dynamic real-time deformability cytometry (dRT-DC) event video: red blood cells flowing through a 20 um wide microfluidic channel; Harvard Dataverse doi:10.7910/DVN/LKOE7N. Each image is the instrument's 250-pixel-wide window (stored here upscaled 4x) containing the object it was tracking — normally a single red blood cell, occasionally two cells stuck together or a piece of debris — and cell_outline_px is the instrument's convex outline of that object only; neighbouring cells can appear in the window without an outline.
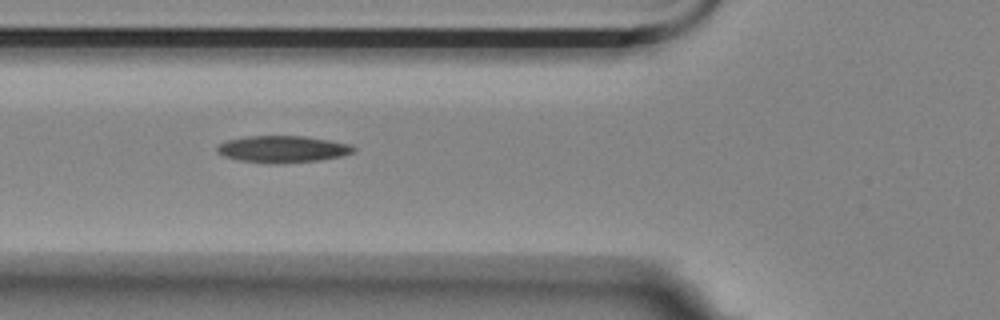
{"species": "Egyptian fruit bat (a non-hibernating species)", "species_latin": "Rousettus aegyptiacus", "temperature_condition": "room temperature", "stored_images_in_passage": 10, "camera_frame_rate_fps": 3000, "um_per_image_px": 0.085, "animal": {"sex": "female"}, "frame": {"image": 1, "passage_image": 4, "time_ms": 1.0, "image_size_px": [1000, 320], "cell_outline_px": [[356, 148], [352, 152], [340, 156], [320, 160], [280, 164], [276, 164], [240, 160], [224, 156], [216, 152], [216, 144], [228, 140], [248, 136], [304, 136], [352, 144]], "centroid_in_image_um": [24.0, 12.67], "position_along_channel_um": 101.8, "area_um2": 21.33}}
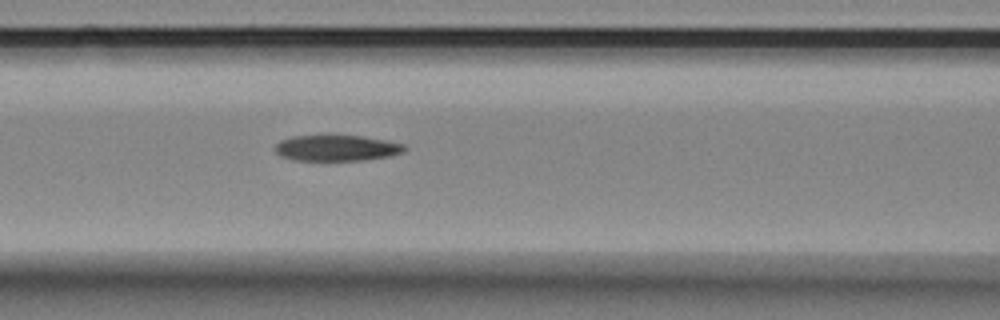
{"frame": {"image": 2, "passage_image": 7, "time_ms": 2.0, "image_size_px": [1000, 320], "cell_outline_px": [[408, 148], [404, 152], [388, 156], [364, 160], [292, 160], [280, 156], [276, 152], [276, 144], [280, 140], [292, 136], [328, 132], [360, 136], [384, 140], [404, 144]], "centroid_in_image_um": [28.57, 12.53], "position_along_channel_um": 138.0, "area_um2": 20.35}}